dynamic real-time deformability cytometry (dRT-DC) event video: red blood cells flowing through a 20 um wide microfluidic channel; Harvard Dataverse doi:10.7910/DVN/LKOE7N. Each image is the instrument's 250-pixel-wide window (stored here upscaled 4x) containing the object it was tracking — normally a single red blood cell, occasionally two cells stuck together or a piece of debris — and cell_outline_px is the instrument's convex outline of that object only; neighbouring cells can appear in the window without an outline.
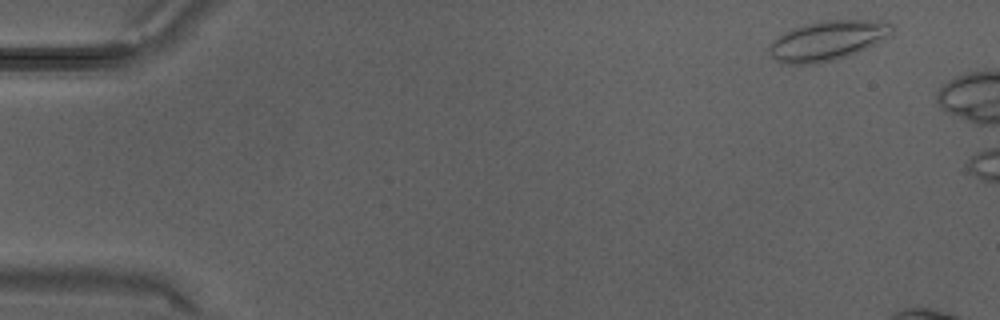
{"species": "Egyptian fruit bat (a non-hibernating species)", "species_latin": "Rousettus aegyptiacus", "temperature_condition": "warm", "stored_images_in_passage": 5, "camera_frame_rate_fps": 3000, "um_per_image_px": 0.085, "animal": {"sex": "male"}, "frame": {"image": 1, "passage_image": 2, "time_ms": 0.333, "image_size_px": [1000, 320], "cell_outline_px": [[892, 36], [884, 40], [848, 56], [816, 64], [780, 64], [768, 52], [768, 48], [772, 40], [784, 32], [792, 28], [804, 24], [820, 20], [888, 20], [892, 24]], "centroid_in_image_um": [70.35, 3.44], "position_along_channel_um": 14.7, "area_um2": 28.84}}